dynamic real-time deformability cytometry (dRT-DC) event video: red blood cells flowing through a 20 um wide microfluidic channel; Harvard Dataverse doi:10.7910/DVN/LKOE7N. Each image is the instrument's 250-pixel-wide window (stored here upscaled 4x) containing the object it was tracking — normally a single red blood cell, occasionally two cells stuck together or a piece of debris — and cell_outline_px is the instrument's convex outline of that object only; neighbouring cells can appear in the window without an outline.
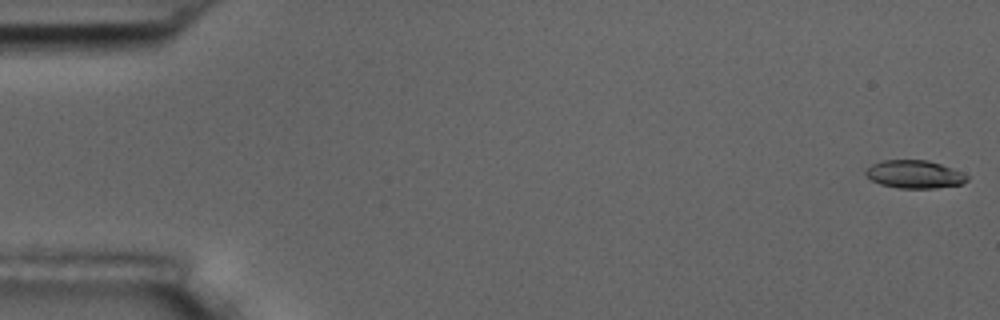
{"species": "common noctule bat (a hibernating species)", "species_latin": "Nyctalus noctula", "temperature_condition": "room temperature", "stored_images_in_passage": 5, "camera_frame_rate_fps": 3000, "um_per_image_px": 0.085, "animal": {"sex": "male", "body_mass_g": 17.5, "forearm_length_mm": 52.3}, "frame": {"image": 1, "passage_image": 1, "time_ms": 0.0, "image_size_px": [1000, 320], "cell_outline_px": [[968, 180], [964, 184], [936, 188], [896, 188], [880, 184], [872, 180], [864, 172], [872, 164], [880, 160], [928, 160], [952, 168], [968, 176]], "centroid_in_image_um": [77.74, 14.82], "position_along_channel_um": 7.3, "area_um2": 16.53}}
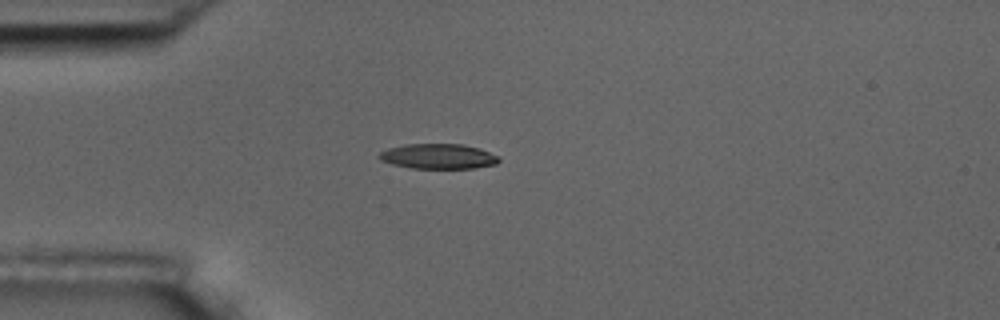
{"frame": {"image": 2, "passage_image": 5, "time_ms": 4.667, "image_size_px": [1000, 320], "cell_outline_px": [[500, 160], [496, 164], [472, 168], [412, 168], [392, 164], [380, 160], [376, 156], [380, 152], [388, 148], [404, 144], [464, 144], [480, 148], [500, 156]], "centroid_in_image_um": [37.25, 13.28], "position_along_channel_um": 47.7, "area_um2": 17.63}}